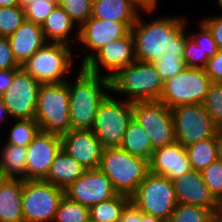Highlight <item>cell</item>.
<instances>
[{"mask_svg":"<svg viewBox=\"0 0 222 222\" xmlns=\"http://www.w3.org/2000/svg\"><path fill=\"white\" fill-rule=\"evenodd\" d=\"M138 15L131 27L137 61L152 62L161 56L182 57L189 38L185 17L161 16L143 22Z\"/></svg>","mask_w":222,"mask_h":222,"instance_id":"1","label":"cell"},{"mask_svg":"<svg viewBox=\"0 0 222 222\" xmlns=\"http://www.w3.org/2000/svg\"><path fill=\"white\" fill-rule=\"evenodd\" d=\"M74 80L69 81L71 129L91 130L99 104L111 92L110 79L80 66Z\"/></svg>","mask_w":222,"mask_h":222,"instance_id":"2","label":"cell"},{"mask_svg":"<svg viewBox=\"0 0 222 222\" xmlns=\"http://www.w3.org/2000/svg\"><path fill=\"white\" fill-rule=\"evenodd\" d=\"M112 94L125 95L126 100L159 101L163 80L150 62L135 61L110 78Z\"/></svg>","mask_w":222,"mask_h":222,"instance_id":"3","label":"cell"},{"mask_svg":"<svg viewBox=\"0 0 222 222\" xmlns=\"http://www.w3.org/2000/svg\"><path fill=\"white\" fill-rule=\"evenodd\" d=\"M99 169L117 193L131 196L149 173V161L119 147L104 148Z\"/></svg>","mask_w":222,"mask_h":222,"instance_id":"4","label":"cell"},{"mask_svg":"<svg viewBox=\"0 0 222 222\" xmlns=\"http://www.w3.org/2000/svg\"><path fill=\"white\" fill-rule=\"evenodd\" d=\"M69 79L58 84H40L35 120L40 131L63 134L71 129Z\"/></svg>","mask_w":222,"mask_h":222,"instance_id":"5","label":"cell"},{"mask_svg":"<svg viewBox=\"0 0 222 222\" xmlns=\"http://www.w3.org/2000/svg\"><path fill=\"white\" fill-rule=\"evenodd\" d=\"M72 46L48 42L33 54L22 66L40 84H58L69 79L73 69Z\"/></svg>","mask_w":222,"mask_h":222,"instance_id":"6","label":"cell"},{"mask_svg":"<svg viewBox=\"0 0 222 222\" xmlns=\"http://www.w3.org/2000/svg\"><path fill=\"white\" fill-rule=\"evenodd\" d=\"M132 118V102L116 99L111 92L99 104L91 131L104 148L119 147Z\"/></svg>","mask_w":222,"mask_h":222,"instance_id":"7","label":"cell"},{"mask_svg":"<svg viewBox=\"0 0 222 222\" xmlns=\"http://www.w3.org/2000/svg\"><path fill=\"white\" fill-rule=\"evenodd\" d=\"M212 83L204 69L185 67L180 74L164 81L159 101L169 109L203 104Z\"/></svg>","mask_w":222,"mask_h":222,"instance_id":"8","label":"cell"},{"mask_svg":"<svg viewBox=\"0 0 222 222\" xmlns=\"http://www.w3.org/2000/svg\"><path fill=\"white\" fill-rule=\"evenodd\" d=\"M131 202L144 214L169 221L177 205L173 183L165 176L151 172L130 196Z\"/></svg>","mask_w":222,"mask_h":222,"instance_id":"9","label":"cell"},{"mask_svg":"<svg viewBox=\"0 0 222 222\" xmlns=\"http://www.w3.org/2000/svg\"><path fill=\"white\" fill-rule=\"evenodd\" d=\"M64 189L44 180H24L22 211L24 222H53Z\"/></svg>","mask_w":222,"mask_h":222,"instance_id":"10","label":"cell"},{"mask_svg":"<svg viewBox=\"0 0 222 222\" xmlns=\"http://www.w3.org/2000/svg\"><path fill=\"white\" fill-rule=\"evenodd\" d=\"M133 118L145 129L153 150L175 142L171 109L160 101L132 102Z\"/></svg>","mask_w":222,"mask_h":222,"instance_id":"11","label":"cell"},{"mask_svg":"<svg viewBox=\"0 0 222 222\" xmlns=\"http://www.w3.org/2000/svg\"><path fill=\"white\" fill-rule=\"evenodd\" d=\"M175 141L187 146L214 137L218 128L203 104L181 105L171 109Z\"/></svg>","mask_w":222,"mask_h":222,"instance_id":"12","label":"cell"},{"mask_svg":"<svg viewBox=\"0 0 222 222\" xmlns=\"http://www.w3.org/2000/svg\"><path fill=\"white\" fill-rule=\"evenodd\" d=\"M40 83L22 67L8 90L0 96L13 119H35Z\"/></svg>","mask_w":222,"mask_h":222,"instance_id":"13","label":"cell"},{"mask_svg":"<svg viewBox=\"0 0 222 222\" xmlns=\"http://www.w3.org/2000/svg\"><path fill=\"white\" fill-rule=\"evenodd\" d=\"M136 61L134 40L131 31L124 37L109 42L101 47L83 67L91 73L104 75L107 78L113 77L120 69ZM101 67L108 70L101 73Z\"/></svg>","mask_w":222,"mask_h":222,"instance_id":"14","label":"cell"},{"mask_svg":"<svg viewBox=\"0 0 222 222\" xmlns=\"http://www.w3.org/2000/svg\"><path fill=\"white\" fill-rule=\"evenodd\" d=\"M135 22H115L90 17L79 28L78 43L86 47L85 56L79 66H83L101 47L126 36Z\"/></svg>","mask_w":222,"mask_h":222,"instance_id":"15","label":"cell"},{"mask_svg":"<svg viewBox=\"0 0 222 222\" xmlns=\"http://www.w3.org/2000/svg\"><path fill=\"white\" fill-rule=\"evenodd\" d=\"M117 194L110 179L99 168L86 170L80 178L64 189L65 196L87 208Z\"/></svg>","mask_w":222,"mask_h":222,"instance_id":"16","label":"cell"},{"mask_svg":"<svg viewBox=\"0 0 222 222\" xmlns=\"http://www.w3.org/2000/svg\"><path fill=\"white\" fill-rule=\"evenodd\" d=\"M60 149L59 134L39 131L27 147L26 180H43Z\"/></svg>","mask_w":222,"mask_h":222,"instance_id":"17","label":"cell"},{"mask_svg":"<svg viewBox=\"0 0 222 222\" xmlns=\"http://www.w3.org/2000/svg\"><path fill=\"white\" fill-rule=\"evenodd\" d=\"M61 148L87 170L98 169L103 145L91 130H72L60 135Z\"/></svg>","mask_w":222,"mask_h":222,"instance_id":"18","label":"cell"},{"mask_svg":"<svg viewBox=\"0 0 222 222\" xmlns=\"http://www.w3.org/2000/svg\"><path fill=\"white\" fill-rule=\"evenodd\" d=\"M177 203L209 209L216 217L218 201L209 192L200 171L192 170L172 180Z\"/></svg>","mask_w":222,"mask_h":222,"instance_id":"19","label":"cell"},{"mask_svg":"<svg viewBox=\"0 0 222 222\" xmlns=\"http://www.w3.org/2000/svg\"><path fill=\"white\" fill-rule=\"evenodd\" d=\"M192 171L186 147L178 142L155 149L149 160V172L171 181Z\"/></svg>","mask_w":222,"mask_h":222,"instance_id":"20","label":"cell"},{"mask_svg":"<svg viewBox=\"0 0 222 222\" xmlns=\"http://www.w3.org/2000/svg\"><path fill=\"white\" fill-rule=\"evenodd\" d=\"M17 63L23 64L48 41L39 24L24 20L13 34L7 37Z\"/></svg>","mask_w":222,"mask_h":222,"instance_id":"21","label":"cell"},{"mask_svg":"<svg viewBox=\"0 0 222 222\" xmlns=\"http://www.w3.org/2000/svg\"><path fill=\"white\" fill-rule=\"evenodd\" d=\"M76 26L75 22L59 4L41 24L48 42L65 43L71 46L76 42L78 44L79 31L75 32V35L72 34Z\"/></svg>","mask_w":222,"mask_h":222,"instance_id":"22","label":"cell"},{"mask_svg":"<svg viewBox=\"0 0 222 222\" xmlns=\"http://www.w3.org/2000/svg\"><path fill=\"white\" fill-rule=\"evenodd\" d=\"M86 170L85 167L61 148L51 163L47 176L43 180L65 189L76 179L80 178Z\"/></svg>","mask_w":222,"mask_h":222,"instance_id":"23","label":"cell"},{"mask_svg":"<svg viewBox=\"0 0 222 222\" xmlns=\"http://www.w3.org/2000/svg\"><path fill=\"white\" fill-rule=\"evenodd\" d=\"M24 180L9 178L0 188V222H24L22 191Z\"/></svg>","mask_w":222,"mask_h":222,"instance_id":"24","label":"cell"},{"mask_svg":"<svg viewBox=\"0 0 222 222\" xmlns=\"http://www.w3.org/2000/svg\"><path fill=\"white\" fill-rule=\"evenodd\" d=\"M142 12L130 0H93L92 17L115 22H136Z\"/></svg>","mask_w":222,"mask_h":222,"instance_id":"25","label":"cell"},{"mask_svg":"<svg viewBox=\"0 0 222 222\" xmlns=\"http://www.w3.org/2000/svg\"><path fill=\"white\" fill-rule=\"evenodd\" d=\"M119 148L148 161L154 151L148 133L134 118L129 122Z\"/></svg>","mask_w":222,"mask_h":222,"instance_id":"26","label":"cell"},{"mask_svg":"<svg viewBox=\"0 0 222 222\" xmlns=\"http://www.w3.org/2000/svg\"><path fill=\"white\" fill-rule=\"evenodd\" d=\"M27 147L4 144L0 153V168L9 178L26 180Z\"/></svg>","mask_w":222,"mask_h":222,"instance_id":"27","label":"cell"},{"mask_svg":"<svg viewBox=\"0 0 222 222\" xmlns=\"http://www.w3.org/2000/svg\"><path fill=\"white\" fill-rule=\"evenodd\" d=\"M131 197L118 193L114 197L89 208V220L93 222H119Z\"/></svg>","mask_w":222,"mask_h":222,"instance_id":"28","label":"cell"},{"mask_svg":"<svg viewBox=\"0 0 222 222\" xmlns=\"http://www.w3.org/2000/svg\"><path fill=\"white\" fill-rule=\"evenodd\" d=\"M192 170L202 171L218 159L216 135L186 146Z\"/></svg>","mask_w":222,"mask_h":222,"instance_id":"29","label":"cell"},{"mask_svg":"<svg viewBox=\"0 0 222 222\" xmlns=\"http://www.w3.org/2000/svg\"><path fill=\"white\" fill-rule=\"evenodd\" d=\"M9 131V138L6 142L12 145L28 146L39 133V124L35 119H16Z\"/></svg>","mask_w":222,"mask_h":222,"instance_id":"30","label":"cell"},{"mask_svg":"<svg viewBox=\"0 0 222 222\" xmlns=\"http://www.w3.org/2000/svg\"><path fill=\"white\" fill-rule=\"evenodd\" d=\"M89 208L63 196L53 222H88Z\"/></svg>","mask_w":222,"mask_h":222,"instance_id":"31","label":"cell"},{"mask_svg":"<svg viewBox=\"0 0 222 222\" xmlns=\"http://www.w3.org/2000/svg\"><path fill=\"white\" fill-rule=\"evenodd\" d=\"M216 216L200 206L177 203L169 222H213Z\"/></svg>","mask_w":222,"mask_h":222,"instance_id":"32","label":"cell"},{"mask_svg":"<svg viewBox=\"0 0 222 222\" xmlns=\"http://www.w3.org/2000/svg\"><path fill=\"white\" fill-rule=\"evenodd\" d=\"M24 20L25 10L21 5L0 7V36H10Z\"/></svg>","mask_w":222,"mask_h":222,"instance_id":"33","label":"cell"},{"mask_svg":"<svg viewBox=\"0 0 222 222\" xmlns=\"http://www.w3.org/2000/svg\"><path fill=\"white\" fill-rule=\"evenodd\" d=\"M58 4L77 25V30L92 16L93 0H60Z\"/></svg>","mask_w":222,"mask_h":222,"instance_id":"34","label":"cell"},{"mask_svg":"<svg viewBox=\"0 0 222 222\" xmlns=\"http://www.w3.org/2000/svg\"><path fill=\"white\" fill-rule=\"evenodd\" d=\"M203 106L212 118L214 125L218 129H222V82L211 84Z\"/></svg>","mask_w":222,"mask_h":222,"instance_id":"35","label":"cell"},{"mask_svg":"<svg viewBox=\"0 0 222 222\" xmlns=\"http://www.w3.org/2000/svg\"><path fill=\"white\" fill-rule=\"evenodd\" d=\"M201 174L209 192L218 201L222 197V159L212 162Z\"/></svg>","mask_w":222,"mask_h":222,"instance_id":"36","label":"cell"},{"mask_svg":"<svg viewBox=\"0 0 222 222\" xmlns=\"http://www.w3.org/2000/svg\"><path fill=\"white\" fill-rule=\"evenodd\" d=\"M150 63L157 70L163 82L180 74L186 67L183 57L161 56Z\"/></svg>","mask_w":222,"mask_h":222,"instance_id":"37","label":"cell"},{"mask_svg":"<svg viewBox=\"0 0 222 222\" xmlns=\"http://www.w3.org/2000/svg\"><path fill=\"white\" fill-rule=\"evenodd\" d=\"M57 5V0H39L30 3L24 8L25 19L41 25Z\"/></svg>","mask_w":222,"mask_h":222,"instance_id":"38","label":"cell"},{"mask_svg":"<svg viewBox=\"0 0 222 222\" xmlns=\"http://www.w3.org/2000/svg\"><path fill=\"white\" fill-rule=\"evenodd\" d=\"M199 32H188L189 38L203 50V55L212 58L219 50L210 30L200 21Z\"/></svg>","mask_w":222,"mask_h":222,"instance_id":"39","label":"cell"},{"mask_svg":"<svg viewBox=\"0 0 222 222\" xmlns=\"http://www.w3.org/2000/svg\"><path fill=\"white\" fill-rule=\"evenodd\" d=\"M183 60L186 67L204 69L209 59L207 55H203V50L196 45L190 38L186 40V45L183 53Z\"/></svg>","mask_w":222,"mask_h":222,"instance_id":"40","label":"cell"},{"mask_svg":"<svg viewBox=\"0 0 222 222\" xmlns=\"http://www.w3.org/2000/svg\"><path fill=\"white\" fill-rule=\"evenodd\" d=\"M7 37L0 36V70L19 69Z\"/></svg>","mask_w":222,"mask_h":222,"instance_id":"41","label":"cell"},{"mask_svg":"<svg viewBox=\"0 0 222 222\" xmlns=\"http://www.w3.org/2000/svg\"><path fill=\"white\" fill-rule=\"evenodd\" d=\"M204 70L212 82H222V49L207 60Z\"/></svg>","mask_w":222,"mask_h":222,"instance_id":"42","label":"cell"},{"mask_svg":"<svg viewBox=\"0 0 222 222\" xmlns=\"http://www.w3.org/2000/svg\"><path fill=\"white\" fill-rule=\"evenodd\" d=\"M201 21L211 32L219 49H222V14L203 18Z\"/></svg>","mask_w":222,"mask_h":222,"instance_id":"43","label":"cell"},{"mask_svg":"<svg viewBox=\"0 0 222 222\" xmlns=\"http://www.w3.org/2000/svg\"><path fill=\"white\" fill-rule=\"evenodd\" d=\"M119 222H140V209L130 202L123 210Z\"/></svg>","mask_w":222,"mask_h":222,"instance_id":"44","label":"cell"},{"mask_svg":"<svg viewBox=\"0 0 222 222\" xmlns=\"http://www.w3.org/2000/svg\"><path fill=\"white\" fill-rule=\"evenodd\" d=\"M16 75V69L0 70V96L10 87Z\"/></svg>","mask_w":222,"mask_h":222,"instance_id":"45","label":"cell"},{"mask_svg":"<svg viewBox=\"0 0 222 222\" xmlns=\"http://www.w3.org/2000/svg\"><path fill=\"white\" fill-rule=\"evenodd\" d=\"M133 4H135L142 12L152 13L158 9V0H130ZM157 7V8H156Z\"/></svg>","mask_w":222,"mask_h":222,"instance_id":"46","label":"cell"},{"mask_svg":"<svg viewBox=\"0 0 222 222\" xmlns=\"http://www.w3.org/2000/svg\"><path fill=\"white\" fill-rule=\"evenodd\" d=\"M140 222H166L165 220L155 217L153 215L144 214L140 210Z\"/></svg>","mask_w":222,"mask_h":222,"instance_id":"47","label":"cell"},{"mask_svg":"<svg viewBox=\"0 0 222 222\" xmlns=\"http://www.w3.org/2000/svg\"><path fill=\"white\" fill-rule=\"evenodd\" d=\"M11 118L7 107L5 106V104L3 103V100L0 98V122L4 121V118Z\"/></svg>","mask_w":222,"mask_h":222,"instance_id":"48","label":"cell"},{"mask_svg":"<svg viewBox=\"0 0 222 222\" xmlns=\"http://www.w3.org/2000/svg\"><path fill=\"white\" fill-rule=\"evenodd\" d=\"M217 145H218V158L222 159V129H218L216 133Z\"/></svg>","mask_w":222,"mask_h":222,"instance_id":"49","label":"cell"},{"mask_svg":"<svg viewBox=\"0 0 222 222\" xmlns=\"http://www.w3.org/2000/svg\"><path fill=\"white\" fill-rule=\"evenodd\" d=\"M21 5L20 0H0V7H11Z\"/></svg>","mask_w":222,"mask_h":222,"instance_id":"50","label":"cell"},{"mask_svg":"<svg viewBox=\"0 0 222 222\" xmlns=\"http://www.w3.org/2000/svg\"><path fill=\"white\" fill-rule=\"evenodd\" d=\"M8 179H9V177L0 168V188L7 182Z\"/></svg>","mask_w":222,"mask_h":222,"instance_id":"51","label":"cell"},{"mask_svg":"<svg viewBox=\"0 0 222 222\" xmlns=\"http://www.w3.org/2000/svg\"><path fill=\"white\" fill-rule=\"evenodd\" d=\"M35 1H39V0H20L21 6H22L23 8H25L28 4L33 3V2H35ZM40 1H42V0H40Z\"/></svg>","mask_w":222,"mask_h":222,"instance_id":"52","label":"cell"},{"mask_svg":"<svg viewBox=\"0 0 222 222\" xmlns=\"http://www.w3.org/2000/svg\"><path fill=\"white\" fill-rule=\"evenodd\" d=\"M216 218L219 220V222H222V207H218V214Z\"/></svg>","mask_w":222,"mask_h":222,"instance_id":"53","label":"cell"},{"mask_svg":"<svg viewBox=\"0 0 222 222\" xmlns=\"http://www.w3.org/2000/svg\"><path fill=\"white\" fill-rule=\"evenodd\" d=\"M218 207H222V197L218 200Z\"/></svg>","mask_w":222,"mask_h":222,"instance_id":"54","label":"cell"},{"mask_svg":"<svg viewBox=\"0 0 222 222\" xmlns=\"http://www.w3.org/2000/svg\"><path fill=\"white\" fill-rule=\"evenodd\" d=\"M217 4L221 7V10H222V0H217Z\"/></svg>","mask_w":222,"mask_h":222,"instance_id":"55","label":"cell"}]
</instances>
